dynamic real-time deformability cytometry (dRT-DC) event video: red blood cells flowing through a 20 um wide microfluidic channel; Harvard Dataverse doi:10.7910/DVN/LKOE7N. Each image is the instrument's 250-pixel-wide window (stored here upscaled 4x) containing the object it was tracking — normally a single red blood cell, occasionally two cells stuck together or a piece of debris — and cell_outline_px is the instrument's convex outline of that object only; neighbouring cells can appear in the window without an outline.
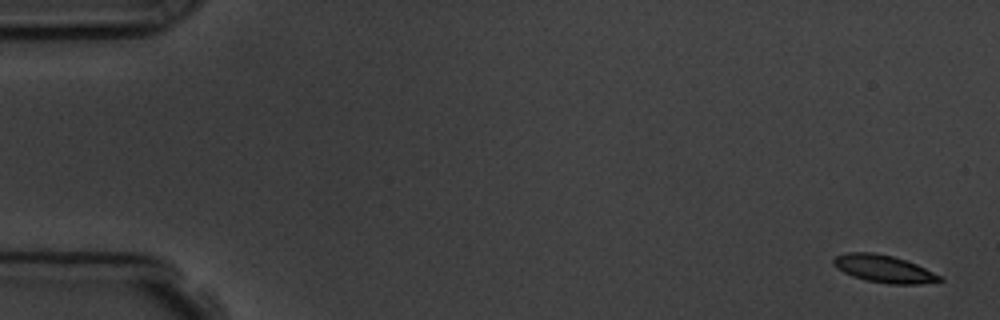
{"species": "common noctule bat (a hibernating species)", "species_latin": "Nyctalus noctula", "temperature_condition": "room temperature", "stored_images_in_passage": 5, "camera_frame_rate_fps": 3000, "um_per_image_px": 0.085, "animal": {"sex": "male", "body_mass_g": 19.5, "forearm_length_mm": 54.6}, "frame": {"image": 1, "passage_image": 1, "time_ms": 0.0, "image_size_px": [1000, 320], "cell_outline_px": [[944, 280], [920, 284], [888, 284], [864, 280], [852, 276], [836, 268], [832, 264], [832, 260], [836, 256], [848, 252], [872, 252], [892, 256], [916, 264], [940, 276]], "centroid_in_image_um": [75.07, 22.85], "position_along_channel_um": 9.9, "area_um2": 16.88}}
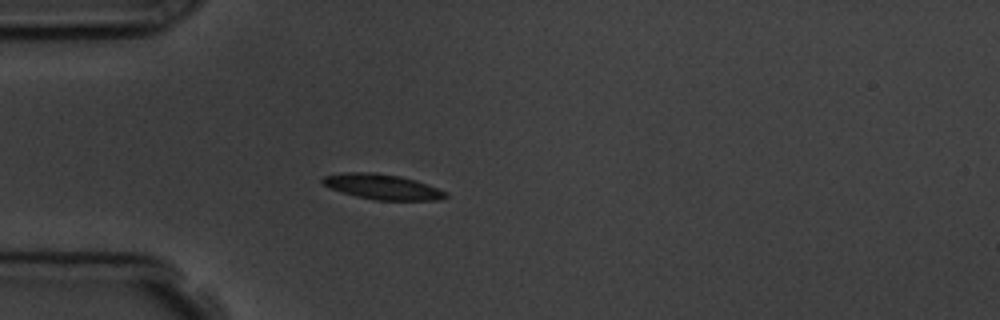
{"frame": {"image": 2, "passage_image": 5, "time_ms": 4.667, "image_size_px": [1000, 320], "cell_outline_px": [[448, 196], [440, 200], [376, 200], [356, 196], [332, 188], [324, 184], [320, 180], [324, 176], [344, 172], [376, 172], [400, 176], [416, 180], [428, 184], [448, 192]], "centroid_in_image_um": [32.55, 15.87], "position_along_channel_um": 52.4, "area_um2": 18.09}}